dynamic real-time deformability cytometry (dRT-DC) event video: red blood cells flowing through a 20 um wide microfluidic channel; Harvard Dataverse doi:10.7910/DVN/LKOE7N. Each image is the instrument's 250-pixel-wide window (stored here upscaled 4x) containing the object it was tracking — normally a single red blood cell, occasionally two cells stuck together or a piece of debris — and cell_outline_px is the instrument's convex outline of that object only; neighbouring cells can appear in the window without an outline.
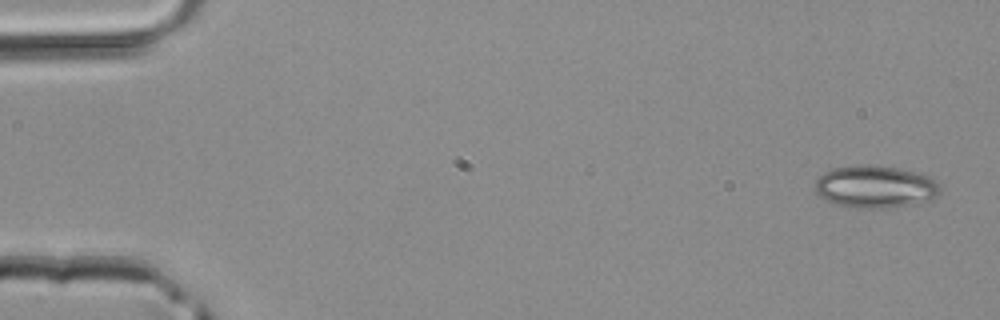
{"species": "common noctule bat (a hibernating species)", "species_latin": "Nyctalus noctula", "temperature_condition": "room temperature", "stored_images_in_passage": 3, "camera_frame_rate_fps": 3000, "um_per_image_px": 0.085, "animal": {"sex": "male", "body_mass_g": 20.4}, "frame": {"image": 1, "passage_image": 1, "time_ms": 0.0, "image_size_px": [1000, 320], "cell_outline_px": [[940, 192], [932, 200], [916, 204], [884, 208], [848, 208], [836, 204], [820, 196], [812, 188], [816, 180], [824, 172], [832, 168], [856, 164], [868, 164], [900, 168], [916, 172], [928, 176], [936, 180], [940, 184]], "centroid_in_image_um": [74.39, 15.87], "position_along_channel_um": 10.6, "area_um2": 31.5}}